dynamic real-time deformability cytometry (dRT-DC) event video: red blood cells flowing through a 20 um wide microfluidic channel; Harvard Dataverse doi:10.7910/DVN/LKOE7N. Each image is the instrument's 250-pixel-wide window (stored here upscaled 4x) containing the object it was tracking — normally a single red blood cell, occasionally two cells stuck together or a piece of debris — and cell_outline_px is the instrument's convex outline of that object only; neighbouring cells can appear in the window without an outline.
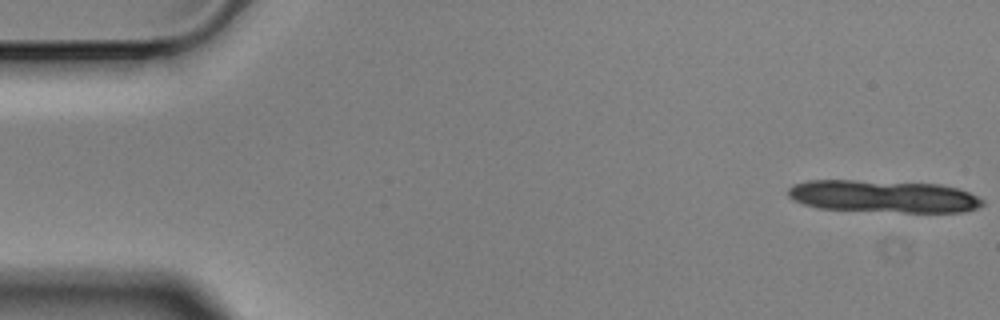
{"species": "Egyptian fruit bat (a non-hibernating species)", "species_latin": "Rousettus aegyptiacus", "temperature_condition": "cold", "stored_images_in_passage": 11, "camera_frame_rate_fps": 3000, "um_per_image_px": 0.085, "animal": {"sex": "male"}, "frame": {"image": 1, "passage_image": 1, "time_ms": 0.0, "image_size_px": [1000, 320], "cell_outline_px": [[984, 204], [976, 208], [964, 212], [904, 212], [816, 208], [792, 200], [788, 196], [788, 188], [792, 184], [808, 180], [856, 180], [940, 184], [956, 188], [968, 192], [984, 200]], "centroid_in_image_um": [75.05, 16.69], "position_along_channel_um": 10.0, "area_um2": 36.7}}